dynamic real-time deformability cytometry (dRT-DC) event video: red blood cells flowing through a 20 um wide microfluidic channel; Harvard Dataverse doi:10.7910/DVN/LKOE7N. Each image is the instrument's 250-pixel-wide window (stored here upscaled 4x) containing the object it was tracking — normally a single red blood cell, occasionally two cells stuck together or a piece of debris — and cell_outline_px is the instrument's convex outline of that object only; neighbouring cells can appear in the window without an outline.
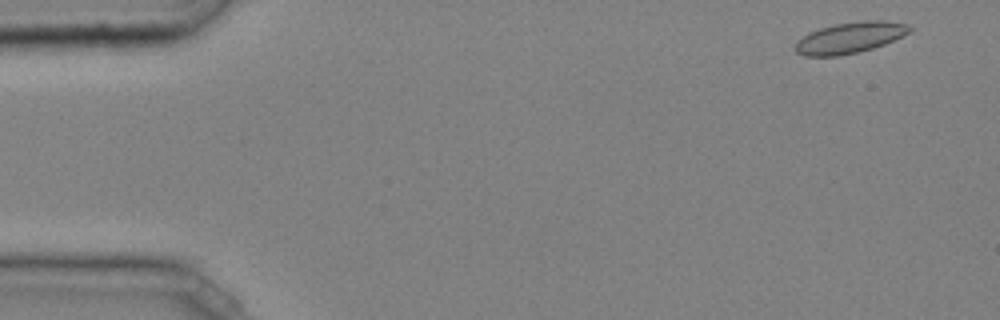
{"species": "common noctule bat (a hibernating species)", "species_latin": "Nyctalus noctula", "temperature_condition": "cold", "stored_images_in_passage": 42, "camera_frame_rate_fps": 3000, "um_per_image_px": 0.085, "animal": {"sex": "male", "body_mass_g": 20.4}, "frame": {"image": 1, "passage_image": 2, "time_ms": 0.333, "image_size_px": [1000, 320], "cell_outline_px": [[912, 32], [904, 36], [884, 44], [872, 48], [856, 52], [836, 56], [804, 56], [796, 52], [796, 40], [808, 32], [820, 28], [836, 24], [864, 20], [884, 20], [908, 24], [912, 28]], "centroid_in_image_um": [72.26, 3.19], "position_along_channel_um": 12.7, "area_um2": 20.75}}
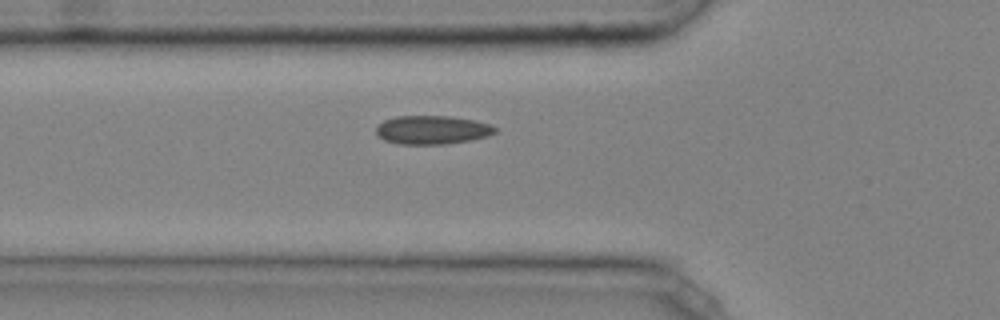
{"frame": {"image": 2, "passage_image": 16, "time_ms": 5.0, "image_size_px": [1000, 320], "cell_outline_px": [[496, 132], [488, 136], [472, 140], [444, 144], [400, 144], [384, 140], [376, 136], [376, 128], [384, 120], [396, 116], [452, 116], [492, 124], [496, 128]], "centroid_in_image_um": [36.74, 11.04], "position_along_channel_um": 89.1, "area_um2": 19.94}}
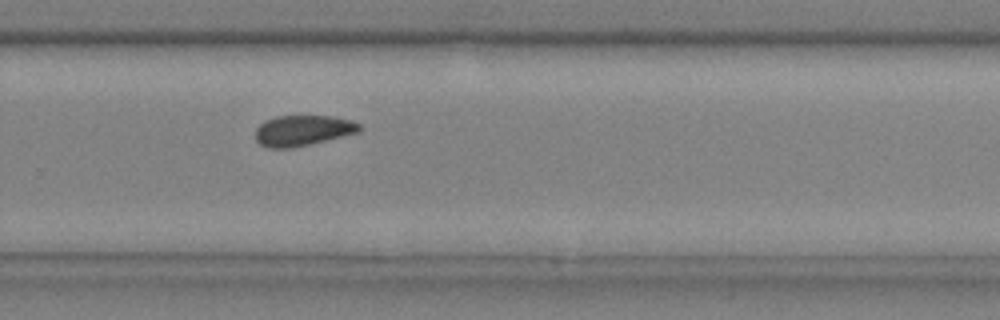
{"frame": {"image": 3, "passage_image": 32, "time_ms": 10.333, "image_size_px": [1000, 320], "cell_outline_px": [[360, 132], [292, 148], [268, 148], [260, 144], [256, 140], [256, 128], [264, 120], [276, 116], [332, 116], [352, 120], [360, 124]], "centroid_in_image_um": [25.72, 11.09], "position_along_channel_um": 304.1, "area_um2": 18.55}, "authors_computed_cell_mechanics": {"area_um2": 19.1607, "velocity_mm_per_s": 4.0345, "shape_relaxation_time_tau1_ms": null, "shape_relaxation_time_tau2_ms": 2.0012, "deformation_change_tau1": null, "deformation_change_tau2": 0.0444}}